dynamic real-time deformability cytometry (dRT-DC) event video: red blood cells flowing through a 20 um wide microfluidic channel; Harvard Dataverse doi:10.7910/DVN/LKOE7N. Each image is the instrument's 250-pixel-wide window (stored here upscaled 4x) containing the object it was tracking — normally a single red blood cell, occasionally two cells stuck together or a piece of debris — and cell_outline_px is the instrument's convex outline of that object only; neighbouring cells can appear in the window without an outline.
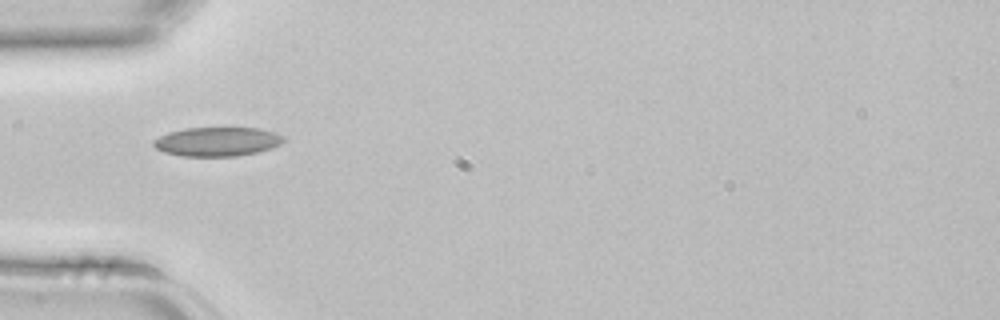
{"species": "common noctule bat (a hibernating species)", "species_latin": "Nyctalus noctula", "temperature_condition": "room temperature", "stored_images_in_passage": 2, "camera_frame_rate_fps": 3000, "um_per_image_px": 0.085, "animal": {"sex": "female", "body_mass_g": 22.7, "forearm_length_mm": 54.2}, "frame": {"image": 1, "passage_image": 2, "time_ms": 0.333, "image_size_px": [1000, 320], "cell_outline_px": [[284, 140], [280, 144], [256, 152], [236, 156], [180, 156], [164, 152], [156, 148], [152, 144], [152, 140], [168, 132], [184, 128], [256, 128], [272, 132], [284, 136]], "centroid_in_image_um": [18.4, 12.04], "position_along_channel_um": 66.6, "area_um2": 21.85}}